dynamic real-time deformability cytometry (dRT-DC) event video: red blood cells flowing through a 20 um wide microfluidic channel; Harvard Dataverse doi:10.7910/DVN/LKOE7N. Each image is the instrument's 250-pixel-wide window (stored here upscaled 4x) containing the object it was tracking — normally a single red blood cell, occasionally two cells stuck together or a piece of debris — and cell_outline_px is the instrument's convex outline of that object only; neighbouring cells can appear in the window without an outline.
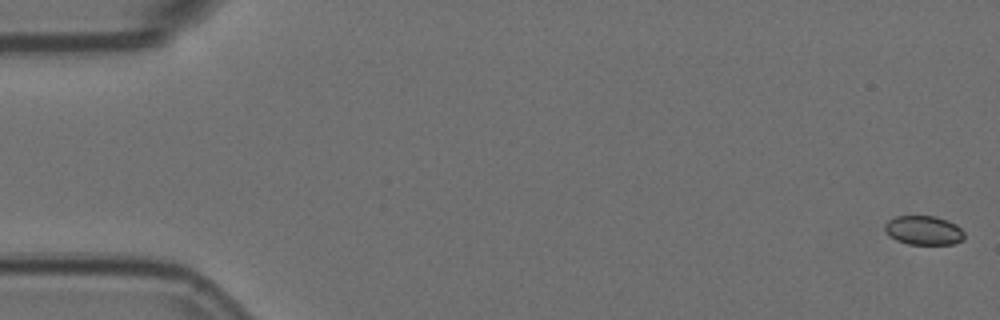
{"species": "Egyptian fruit bat (a non-hibernating species)", "species_latin": "Rousettus aegyptiacus", "temperature_condition": "room temperature", "stored_images_in_passage": 57, "camera_frame_rate_fps": 3000, "um_per_image_px": 0.085, "animal": {"sex": "female"}, "frame": {"image": 1, "passage_image": 1, "time_ms": 0.0, "image_size_px": [1000, 320], "cell_outline_px": [[964, 240], [952, 244], [908, 244], [896, 240], [884, 232], [884, 224], [888, 220], [896, 216], [936, 216], [956, 224], [964, 232]], "centroid_in_image_um": [78.49, 19.58], "position_along_channel_um": 6.5, "area_um2": 13.58}}
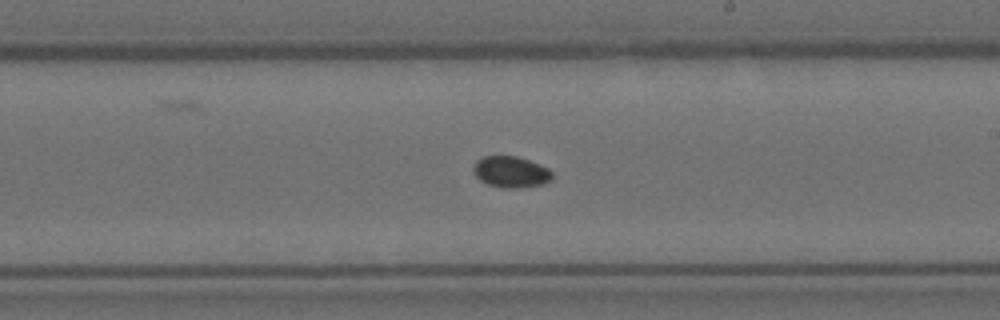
{"frame": {"image": 2, "passage_image": 33, "time_ms": 10.667, "image_size_px": [1000, 320], "cell_outline_px": [[552, 180], [544, 184], [520, 188], [504, 188], [488, 184], [480, 180], [472, 172], [472, 168], [476, 160], [484, 156], [516, 156], [528, 160], [548, 168], [552, 172]], "centroid_in_image_um": [43.41, 14.62], "position_along_channel_um": 245.6, "area_um2": 14.45}}
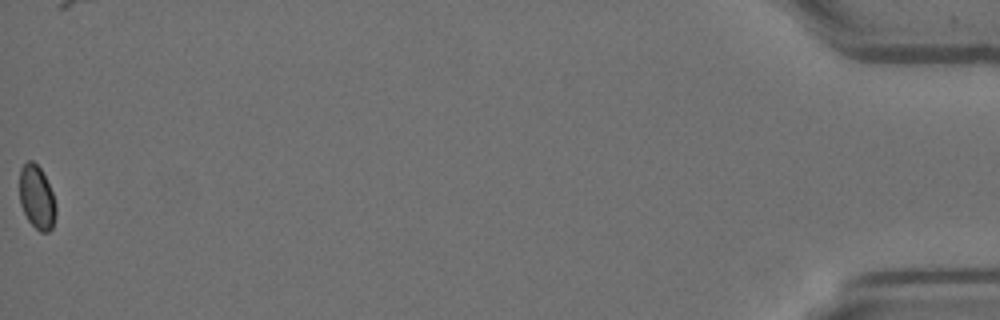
{"frame": {"image": 3, "passage_image": 57, "time_ms": 18.667, "image_size_px": [1000, 320], "cell_outline_px": [[56, 212], [52, 228], [48, 232], [40, 232], [28, 220], [20, 204], [20, 168], [28, 160], [32, 160], [40, 168], [52, 192], [56, 204]], "centroid_in_image_um": [3.13, 16.78], "position_along_channel_um": 432.1, "area_um2": 13.35}}